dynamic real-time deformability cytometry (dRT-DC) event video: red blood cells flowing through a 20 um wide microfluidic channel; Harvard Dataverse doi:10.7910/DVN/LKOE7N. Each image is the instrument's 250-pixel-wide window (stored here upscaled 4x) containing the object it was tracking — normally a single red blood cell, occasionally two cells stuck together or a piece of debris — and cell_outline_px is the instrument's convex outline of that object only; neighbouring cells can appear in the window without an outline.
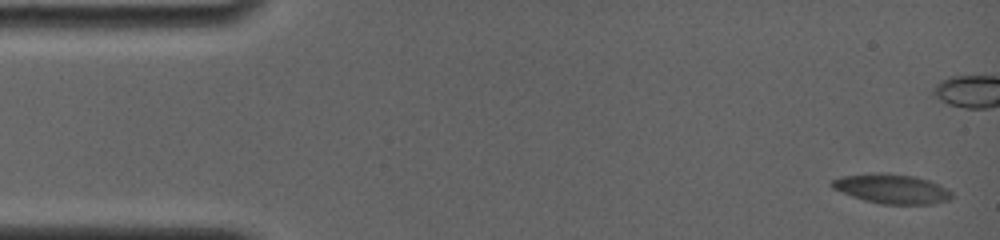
{"species": "common noctule bat (a hibernating species)", "species_latin": "Nyctalus noctula", "temperature_condition": "room temperature", "stored_images_in_passage": 14, "camera_frame_rate_fps": 4000, "um_per_image_px": 0.085, "animal": {"sex": "female", "body_mass_g": 19.0, "forearm_length_mm": 56.7}, "frame": {"image": 1, "passage_image": 1, "time_ms": 0.0, "image_size_px": [1000, 240], "cell_outline_px": [[952, 196], [948, 200], [932, 204], [880, 204], [864, 200], [852, 196], [832, 188], [828, 184], [832, 180], [844, 176], [916, 176], [928, 180], [952, 192]], "centroid_in_image_um": [75.82, 16.11], "position_along_channel_um": 9.2, "area_um2": 19.42}}